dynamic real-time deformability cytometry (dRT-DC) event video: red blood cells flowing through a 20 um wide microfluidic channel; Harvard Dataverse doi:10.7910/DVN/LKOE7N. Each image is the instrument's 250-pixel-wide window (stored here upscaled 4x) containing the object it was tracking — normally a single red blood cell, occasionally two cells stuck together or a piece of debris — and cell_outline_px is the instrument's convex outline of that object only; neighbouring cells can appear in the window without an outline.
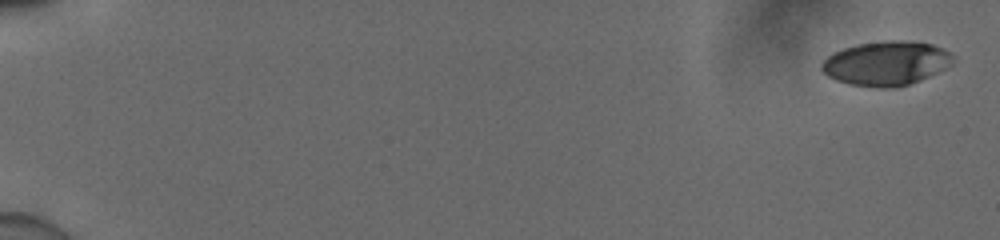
{"species": "human", "species_latin": "Homo sapiens", "temperature_condition": "cold", "stored_images_in_passage": 19, "camera_frame_rate_fps": 3000, "um_per_image_px": 0.085, "donor": {"sex": "male"}, "frame": {"image": 1, "passage_image": 1, "time_ms": 0.0, "image_size_px": [1000, 240], "cell_outline_px": [[952, 64], [948, 68], [920, 80], [896, 88], [876, 88], [848, 84], [836, 80], [828, 76], [820, 68], [820, 64], [832, 52], [844, 48], [860, 44], [888, 40], [904, 40], [932, 44], [948, 52], [952, 56]], "centroid_in_image_um": [75.31, 5.39], "position_along_channel_um": 9.7, "area_um2": 33.93}}
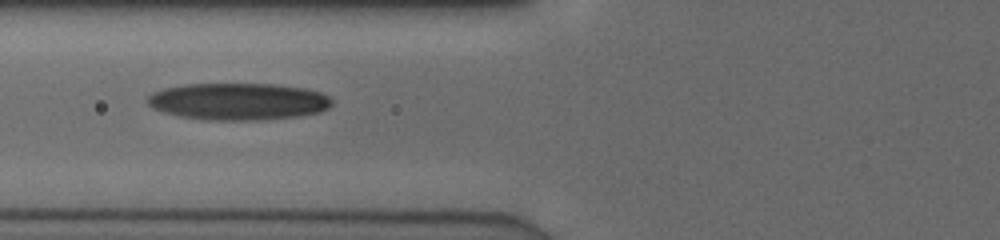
{"frame": {"image": 2, "passage_image": 11, "time_ms": 3.333, "image_size_px": [1000, 240], "cell_outline_px": [[332, 104], [328, 108], [320, 112], [296, 116], [260, 120], [204, 120], [180, 116], [164, 112], [152, 108], [148, 104], [148, 96], [152, 92], [164, 88], [184, 84], [276, 84], [304, 88], [320, 92], [328, 96], [332, 100]], "centroid_in_image_um": [20.24, 8.62], "position_along_channel_um": 105.6, "area_um2": 39.82}}
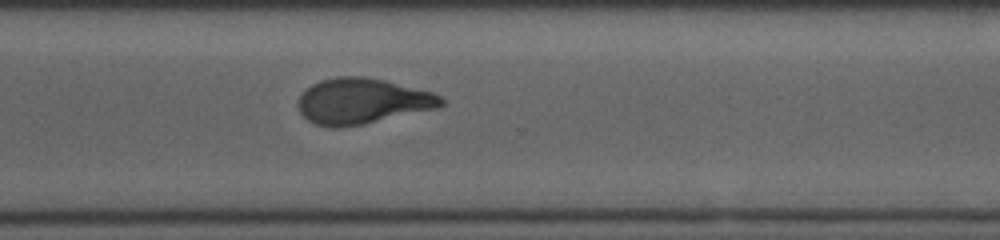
{"frame": {"image": 3, "passage_image": 19, "time_ms": 6.0, "image_size_px": [1000, 240], "cell_outline_px": [[444, 104], [436, 108], [360, 124], [336, 128], [332, 128], [316, 124], [308, 120], [300, 112], [300, 96], [312, 84], [320, 80], [336, 76], [364, 76], [384, 80], [432, 92], [440, 96], [444, 100]], "centroid_in_image_um": [30.78, 8.58], "position_along_channel_um": 339.8, "area_um2": 37.4}}